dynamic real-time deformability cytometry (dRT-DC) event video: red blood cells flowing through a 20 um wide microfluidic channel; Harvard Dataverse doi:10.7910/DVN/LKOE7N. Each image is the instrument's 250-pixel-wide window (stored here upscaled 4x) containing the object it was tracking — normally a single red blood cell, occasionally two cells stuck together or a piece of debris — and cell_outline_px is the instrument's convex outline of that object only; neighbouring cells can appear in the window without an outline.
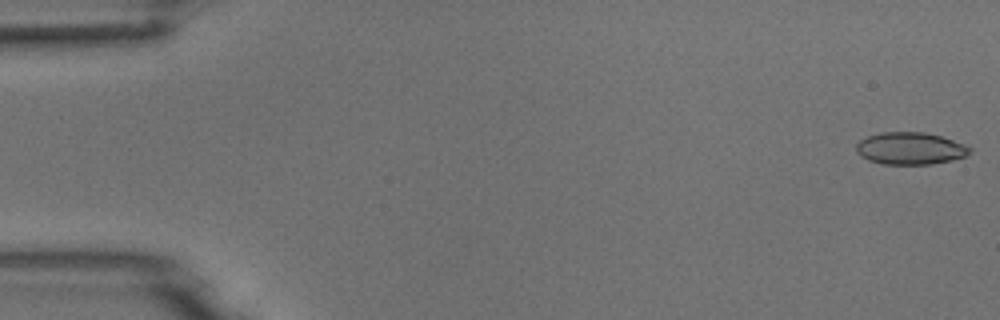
{"species": "common noctule bat (a hibernating species)", "species_latin": "Nyctalus noctula", "temperature_condition": "room temperature", "stored_images_in_passage": 5, "camera_frame_rate_fps": 3000, "um_per_image_px": 0.085, "animal": {"sex": "male", "body_mass_g": 18.8}, "frame": {"image": 1, "passage_image": 1, "time_ms": 0.0, "image_size_px": [1000, 320], "cell_outline_px": [[972, 152], [968, 156], [952, 160], [932, 164], [884, 164], [868, 160], [860, 156], [856, 152], [856, 144], [860, 140], [868, 136], [880, 132], [924, 132], [940, 136], [964, 144], [972, 148]], "centroid_in_image_um": [77.38, 12.62], "position_along_channel_um": 7.6, "area_um2": 21.44}}
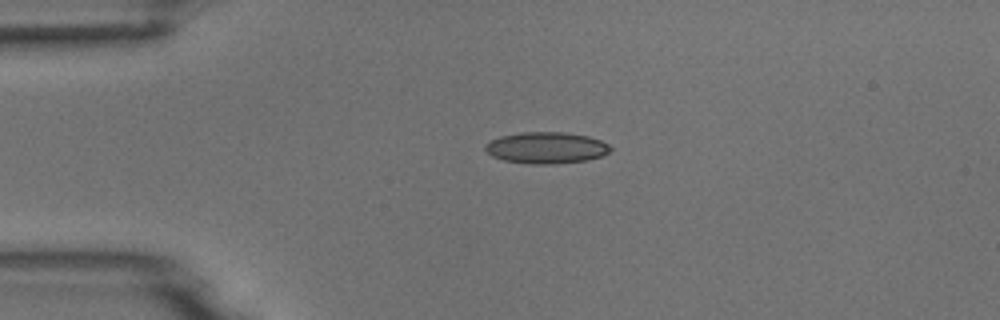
{"frame": {"image": 2, "passage_image": 4, "time_ms": 3.667, "image_size_px": [1000, 320], "cell_outline_px": [[612, 148], [608, 152], [600, 156], [588, 160], [552, 164], [532, 164], [504, 160], [492, 156], [484, 148], [484, 144], [500, 136], [520, 132], [564, 132], [588, 136], [600, 140], [608, 144]], "centroid_in_image_um": [46.42, 12.55], "position_along_channel_um": 38.6, "area_um2": 22.89}}